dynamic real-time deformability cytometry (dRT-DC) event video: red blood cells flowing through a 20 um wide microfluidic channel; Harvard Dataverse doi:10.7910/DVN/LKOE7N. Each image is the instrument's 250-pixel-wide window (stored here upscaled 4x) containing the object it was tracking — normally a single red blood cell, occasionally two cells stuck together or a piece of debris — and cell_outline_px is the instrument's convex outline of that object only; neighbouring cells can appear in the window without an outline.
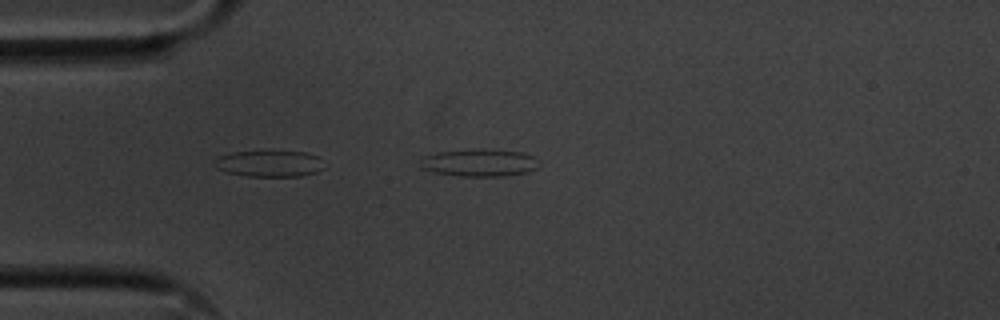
{"species": "common noctule bat (a hibernating species)", "species_latin": "Nyctalus noctula", "temperature_condition": "cold", "stored_images_in_passage": 2, "camera_frame_rate_fps": 3000, "um_per_image_px": 0.085, "animal": {"sex": "male", "body_mass_g": 20.1, "forearm_length_mm": 53.5}, "frame": {"image": 1, "passage_image": 1, "time_ms": 0.0, "image_size_px": [1000, 320], "cell_outline_px": [[320, 168], [316, 172], [300, 176], [244, 176], [228, 172], [216, 168], [212, 164], [220, 156], [232, 152], [304, 152], [316, 156]], "centroid_in_image_um": [22.79, 13.92], "position_along_channel_um": 62.2, "area_um2": 16.18}}